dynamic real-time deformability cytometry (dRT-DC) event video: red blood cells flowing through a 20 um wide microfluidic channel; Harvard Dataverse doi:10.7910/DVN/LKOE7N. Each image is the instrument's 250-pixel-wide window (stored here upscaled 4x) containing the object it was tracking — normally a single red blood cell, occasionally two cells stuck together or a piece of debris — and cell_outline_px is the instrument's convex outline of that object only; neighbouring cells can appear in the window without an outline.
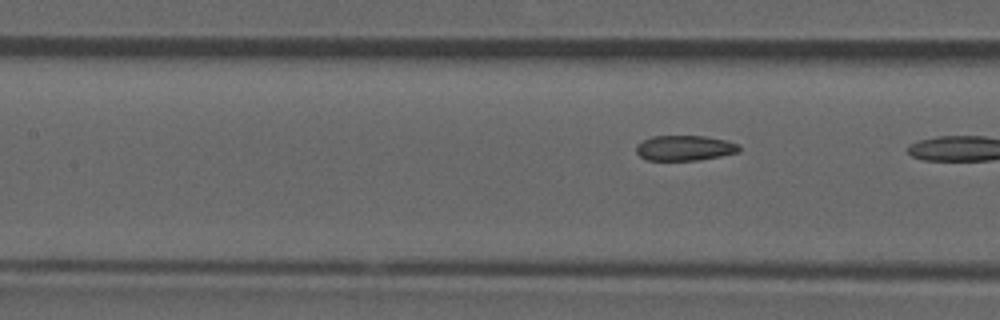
{"species": "common noctule bat (a hibernating species)", "species_latin": "Nyctalus noctula", "temperature_condition": "room temperature", "stored_images_in_passage": 8, "segment_of_instrument_passage": [2, 2], "camera_frame_rate_fps": 3000, "um_per_image_px": 0.085, "animal": {"sex": "male", "forearm_length_mm": 52.5}, "frame": {"image": 1, "passage_image": 8, "time_ms": 2.333, "image_size_px": [1000, 320], "cell_outline_px": [[740, 152], [720, 156], [696, 160], [648, 160], [640, 156], [636, 152], [636, 144], [652, 136], [704, 136], [724, 140], [740, 144]], "centroid_in_image_um": [58.2, 12.58], "position_along_channel_um": 149.2, "area_um2": 15.09}}